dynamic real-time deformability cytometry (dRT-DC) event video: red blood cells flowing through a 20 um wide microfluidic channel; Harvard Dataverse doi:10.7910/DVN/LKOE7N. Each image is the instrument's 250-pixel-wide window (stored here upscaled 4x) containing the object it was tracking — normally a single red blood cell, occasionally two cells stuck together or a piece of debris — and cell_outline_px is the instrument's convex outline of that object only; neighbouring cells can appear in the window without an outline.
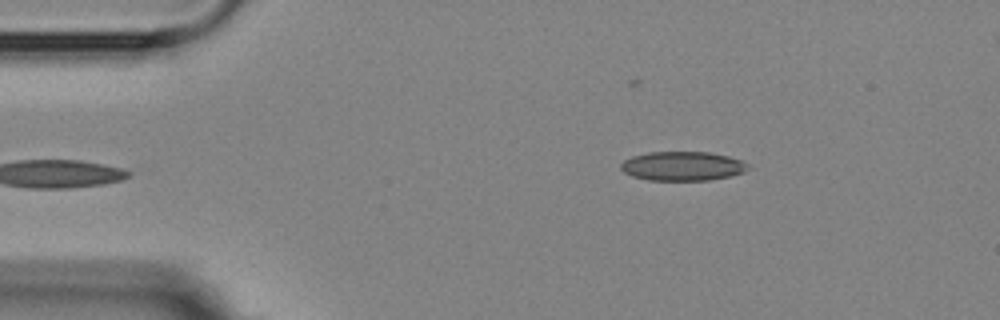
{"species": "Egyptian fruit bat (a non-hibernating species)", "species_latin": "Rousettus aegyptiacus", "temperature_condition": "room temperature", "stored_images_in_passage": 6, "camera_frame_rate_fps": 3000, "um_per_image_px": 0.085, "animal": {"sex": "female"}, "frame": {"image": 1, "passage_image": 6, "time_ms": 5.667, "image_size_px": [1000, 320], "cell_outline_px": [[748, 168], [744, 172], [732, 176], [712, 180], [648, 180], [632, 176], [624, 172], [620, 168], [620, 164], [624, 160], [632, 156], [648, 152], [708, 152], [728, 156], [740, 160], [748, 164]], "centroid_in_image_um": [58.01, 14.12], "position_along_channel_um": 27.0, "area_um2": 21.68}}